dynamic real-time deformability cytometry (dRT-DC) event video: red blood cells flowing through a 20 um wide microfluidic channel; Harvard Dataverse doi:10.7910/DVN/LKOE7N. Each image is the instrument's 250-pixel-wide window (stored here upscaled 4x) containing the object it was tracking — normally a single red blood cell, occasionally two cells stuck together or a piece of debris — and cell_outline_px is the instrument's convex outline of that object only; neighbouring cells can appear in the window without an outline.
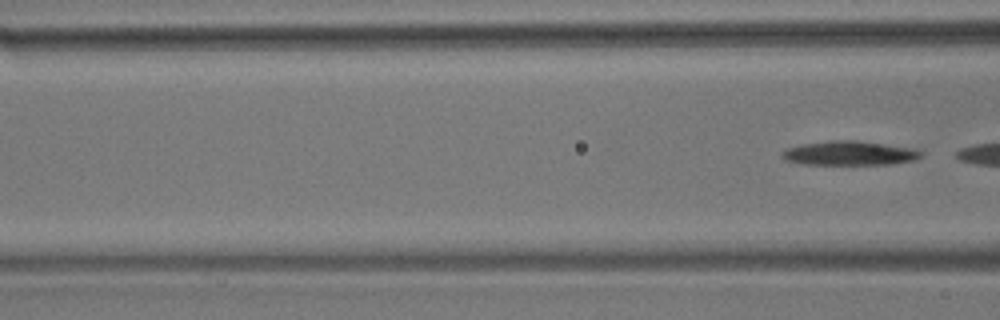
{"species": "common noctule bat (a hibernating species)", "species_latin": "Nyctalus noctula", "temperature_condition": "room temperature", "stored_images_in_passage": 6, "camera_frame_rate_fps": 3000, "um_per_image_px": 0.085, "animal": {"sex": "male", "body_mass_g": 17.9}, "frame": {"image": 1, "passage_image": 6, "time_ms": 6.667, "image_size_px": [1000, 320], "cell_outline_px": [[924, 156], [916, 160], [892, 164], [800, 164], [784, 160], [780, 156], [780, 152], [788, 148], [800, 144], [832, 140], [856, 140], [912, 148], [924, 152]], "centroid_in_image_um": [72.2, 13.02], "position_along_channel_um": 94.4, "area_um2": 19.83}}